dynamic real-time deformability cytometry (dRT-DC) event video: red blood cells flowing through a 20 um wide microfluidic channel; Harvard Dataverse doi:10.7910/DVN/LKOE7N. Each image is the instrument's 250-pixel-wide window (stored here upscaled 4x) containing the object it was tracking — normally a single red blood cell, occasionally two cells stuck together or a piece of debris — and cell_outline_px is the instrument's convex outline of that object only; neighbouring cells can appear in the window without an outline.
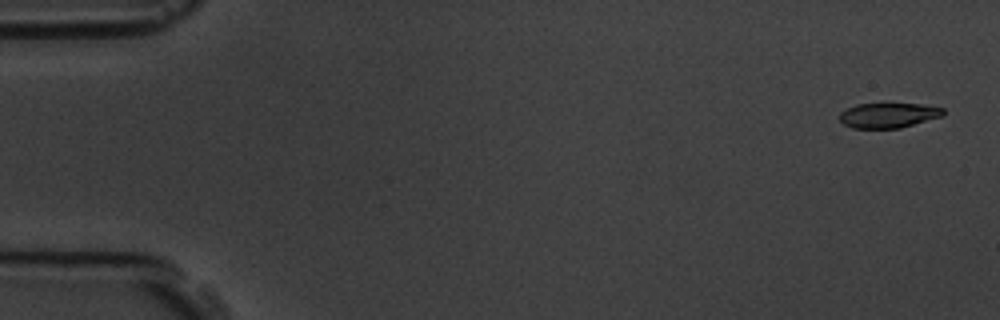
{"species": "common noctule bat (a hibernating species)", "species_latin": "Nyctalus noctula", "temperature_condition": "room temperature", "stored_images_in_passage": 5, "camera_frame_rate_fps": 3000, "um_per_image_px": 0.085, "animal": {"sex": "male", "body_mass_g": 19.5, "forearm_length_mm": 54.6}, "frame": {"image": 1, "passage_image": 1, "time_ms": 0.0, "image_size_px": [1000, 320], "cell_outline_px": [[944, 116], [900, 128], [852, 128], [844, 124], [840, 120], [840, 112], [856, 104], [920, 104], [944, 108]], "centroid_in_image_um": [75.53, 9.8], "position_along_channel_um": 9.5, "area_um2": 15.03}}
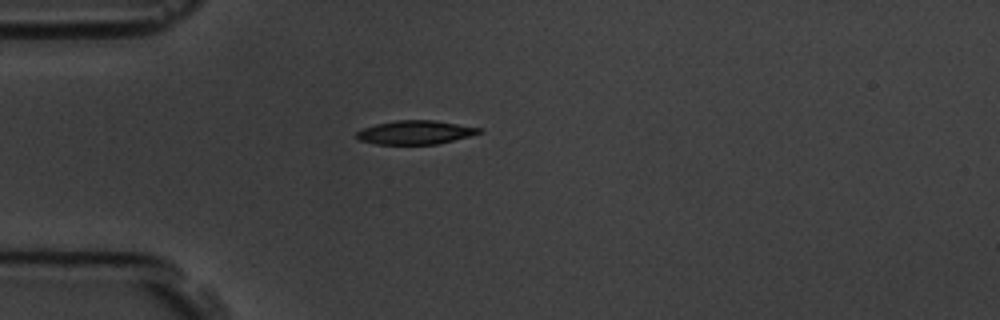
{"frame": {"image": 2, "passage_image": 5, "time_ms": 4.333, "image_size_px": [1000, 320], "cell_outline_px": [[484, 132], [436, 144], [376, 144], [360, 140], [356, 136], [356, 132], [364, 128], [376, 124], [396, 120], [436, 120], [484, 128]], "centroid_in_image_um": [35.34, 11.24], "position_along_channel_um": 49.7, "area_um2": 16.94}}